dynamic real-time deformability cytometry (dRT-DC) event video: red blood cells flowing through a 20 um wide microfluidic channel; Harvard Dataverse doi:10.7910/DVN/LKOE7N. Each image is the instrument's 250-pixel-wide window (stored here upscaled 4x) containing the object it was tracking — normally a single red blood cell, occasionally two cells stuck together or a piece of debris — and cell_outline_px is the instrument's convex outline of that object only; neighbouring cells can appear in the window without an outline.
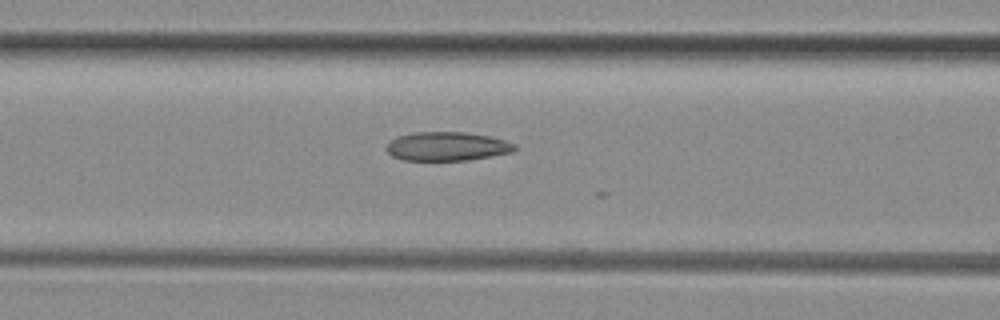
{"species": "common noctule bat (a hibernating species)", "species_latin": "Nyctalus noctula", "temperature_condition": "room temperature", "stored_images_in_passage": 12, "camera_frame_rate_fps": 3000, "um_per_image_px": 0.085, "animal": {"sex": "female", "body_mass_g": 29.2, "forearm_length_mm": 56.3}, "frame": {"image": 1, "passage_image": 10, "time_ms": 3.0, "image_size_px": [1000, 320], "cell_outline_px": [[516, 148], [512, 152], [468, 160], [404, 160], [392, 156], [384, 148], [396, 136], [416, 132], [464, 132], [488, 136], [504, 140], [516, 144]], "centroid_in_image_um": [37.98, 12.44], "position_along_channel_um": 128.6, "area_um2": 21.44}}